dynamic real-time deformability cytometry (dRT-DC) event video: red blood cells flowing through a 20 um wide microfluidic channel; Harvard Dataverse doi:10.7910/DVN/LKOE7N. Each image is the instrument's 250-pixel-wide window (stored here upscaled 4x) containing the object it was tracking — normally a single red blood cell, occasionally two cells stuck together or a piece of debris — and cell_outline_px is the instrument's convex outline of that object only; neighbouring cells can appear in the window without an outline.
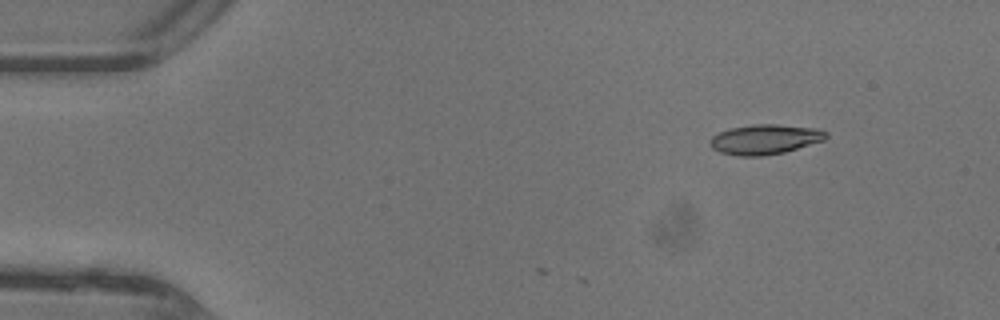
{"species": "common noctule bat (a hibernating species)", "species_latin": "Nyctalus noctula", "temperature_condition": "warm", "stored_images_in_passage": 4, "camera_frame_rate_fps": 3000, "um_per_image_px": 0.085, "animal": {"sex": "female"}, "frame": {"image": 1, "passage_image": 1, "time_ms": 0.0, "image_size_px": [1000, 320], "cell_outline_px": [[828, 136], [824, 140], [784, 152], [764, 156], [736, 156], [720, 152], [712, 148], [708, 144], [712, 136], [720, 132], [732, 128], [752, 124], [776, 124], [820, 128], [828, 132]], "centroid_in_image_um": [65.03, 11.84], "position_along_channel_um": 20.0, "area_um2": 20.35}}